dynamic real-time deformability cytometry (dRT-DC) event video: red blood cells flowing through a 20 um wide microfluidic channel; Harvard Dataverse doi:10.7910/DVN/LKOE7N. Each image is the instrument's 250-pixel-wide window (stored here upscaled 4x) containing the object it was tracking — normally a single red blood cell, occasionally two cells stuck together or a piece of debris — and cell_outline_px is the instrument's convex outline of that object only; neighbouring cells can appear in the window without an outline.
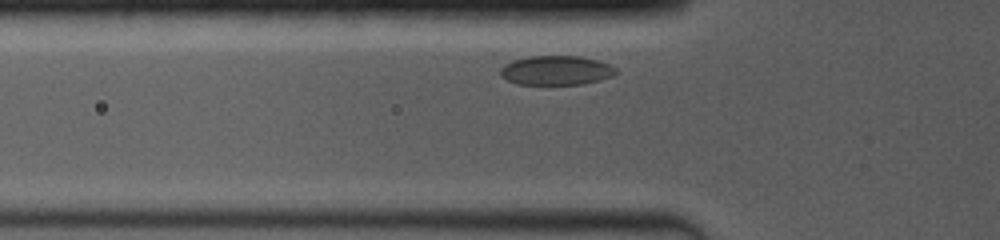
{"species": "common noctule bat (a hibernating species)", "species_latin": "Nyctalus noctula", "temperature_condition": "room temperature", "stored_images_in_passage": 3, "camera_frame_rate_fps": 4000, "um_per_image_px": 0.085, "animal": {"sex": "female", "body_mass_g": 19.0, "forearm_length_mm": 53.3}, "frame": {"image": 1, "passage_image": 2, "time_ms": 0.5, "image_size_px": [1000, 240], "cell_outline_px": [[620, 72], [612, 76], [600, 80], [580, 84], [516, 84], [500, 76], [500, 68], [504, 64], [512, 60], [528, 56], [580, 56], [596, 60], [608, 64], [616, 68]], "centroid_in_image_um": [47.26, 5.98], "position_along_channel_um": 78.5, "area_um2": 19.83}}